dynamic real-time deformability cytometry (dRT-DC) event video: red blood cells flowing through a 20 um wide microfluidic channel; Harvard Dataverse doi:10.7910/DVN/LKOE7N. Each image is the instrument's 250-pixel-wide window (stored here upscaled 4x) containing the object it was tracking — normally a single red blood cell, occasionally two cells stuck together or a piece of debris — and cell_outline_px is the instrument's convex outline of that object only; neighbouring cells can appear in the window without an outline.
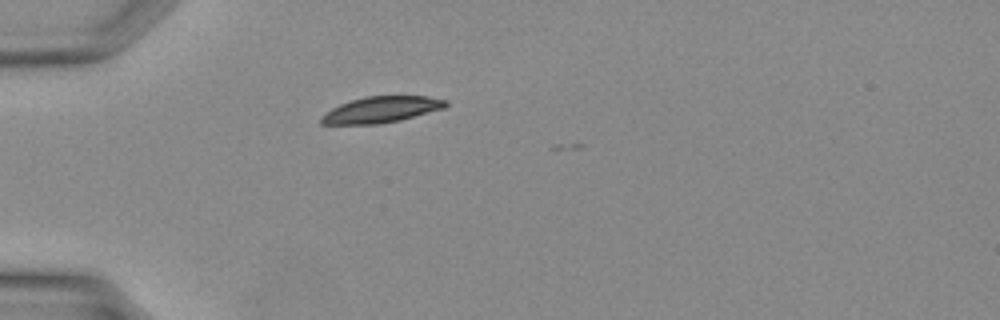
{"species": "Egyptian fruit bat (a non-hibernating species)", "species_latin": "Rousettus aegyptiacus", "temperature_condition": "warm", "stored_images_in_passage": 2, "camera_frame_rate_fps": 3000, "um_per_image_px": 0.085, "animal": {"sex": "female"}, "frame": {"image": 1, "passage_image": 1, "time_ms": 0.0, "image_size_px": [1000, 320], "cell_outline_px": [[448, 104], [444, 108], [400, 120], [380, 124], [320, 124], [320, 116], [332, 108], [340, 104], [364, 96], [428, 96], [448, 100]], "centroid_in_image_um": [32.41, 9.31], "position_along_channel_um": 52.6, "area_um2": 18.96}}